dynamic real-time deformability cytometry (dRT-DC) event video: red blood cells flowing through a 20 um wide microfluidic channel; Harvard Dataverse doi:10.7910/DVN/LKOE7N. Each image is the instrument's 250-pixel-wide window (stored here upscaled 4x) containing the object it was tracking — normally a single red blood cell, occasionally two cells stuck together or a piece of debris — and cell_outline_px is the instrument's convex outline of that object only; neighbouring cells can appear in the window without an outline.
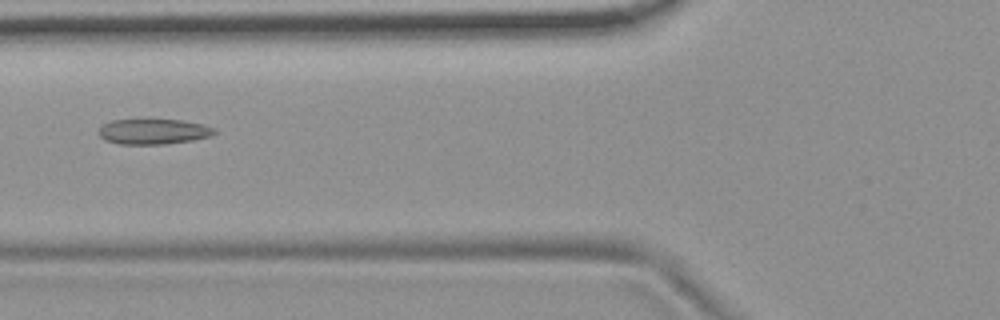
{"species": "common noctule bat (a hibernating species)", "species_latin": "Nyctalus noctula", "temperature_condition": "room temperature", "stored_images_in_passage": 8, "camera_frame_rate_fps": 3000, "um_per_image_px": 0.085, "animal": {"sex": "female", "body_mass_g": 19.9}, "frame": {"image": 1, "passage_image": 8, "time_ms": 8.0, "image_size_px": [1000, 320], "cell_outline_px": [[216, 132], [212, 136], [192, 140], [164, 144], [120, 144], [104, 140], [96, 132], [104, 124], [112, 120], [180, 120], [204, 124], [216, 128]], "centroid_in_image_um": [13.05, 11.19], "position_along_channel_um": 112.7, "area_um2": 17.11}}